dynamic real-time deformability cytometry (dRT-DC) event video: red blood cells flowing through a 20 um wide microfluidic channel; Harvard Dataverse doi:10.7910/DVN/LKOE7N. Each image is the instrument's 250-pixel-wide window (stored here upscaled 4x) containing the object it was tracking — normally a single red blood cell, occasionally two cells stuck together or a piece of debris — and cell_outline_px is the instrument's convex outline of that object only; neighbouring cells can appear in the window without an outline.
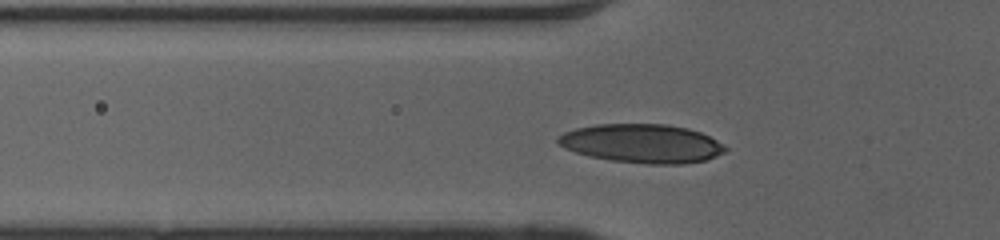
{"species": "human", "species_latin": "Homo sapiens", "temperature_condition": "cold", "stored_images_in_passage": 41, "camera_frame_rate_fps": 3000, "um_per_image_px": 0.085, "donor": {"sex": "female"}, "frame": {"image": 1, "passage_image": 12, "time_ms": 3.667, "image_size_px": [1000, 240], "cell_outline_px": [[728, 148], [724, 152], [716, 156], [704, 160], [684, 164], [648, 164], [612, 160], [588, 156], [564, 148], [556, 144], [556, 140], [564, 132], [576, 128], [596, 124], [668, 124], [688, 128], [700, 132], [724, 144]], "centroid_in_image_um": [54.56, 12.19], "position_along_channel_um": 71.2, "area_um2": 37.86}}
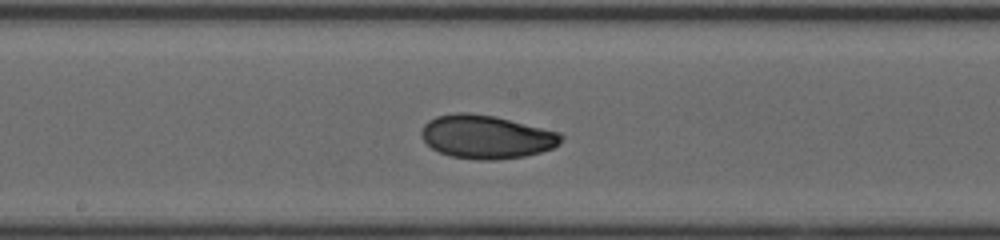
{"frame": {"image": 2, "passage_image": 22, "time_ms": 7.0, "image_size_px": [1000, 240], "cell_outline_px": [[564, 136], [560, 144], [552, 148], [540, 152], [524, 156], [492, 160], [480, 160], [452, 156], [440, 152], [432, 148], [420, 136], [420, 132], [424, 124], [428, 120], [436, 116], [456, 112], [468, 112], [496, 116], [560, 132]], "centroid_in_image_um": [41.34, 11.61], "position_along_channel_um": 206.9, "area_um2": 35.49}}
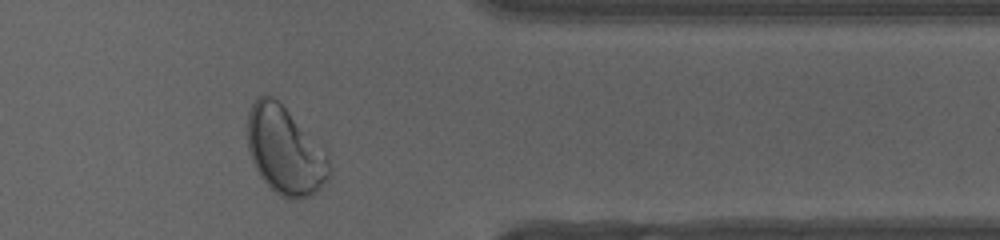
{"frame": {"image": 3, "passage_image": 36, "time_ms": 11.667, "image_size_px": [1000, 240], "cell_outline_px": [[332, 176], [316, 192], [308, 196], [292, 200], [288, 200], [280, 196], [260, 176], [252, 160], [248, 148], [248, 112], [252, 104], [260, 96], [272, 96], [324, 144], [328, 156], [332, 172]], "centroid_in_image_um": [24.3, 12.82], "position_along_channel_um": 387.1, "area_um2": 42.25}}